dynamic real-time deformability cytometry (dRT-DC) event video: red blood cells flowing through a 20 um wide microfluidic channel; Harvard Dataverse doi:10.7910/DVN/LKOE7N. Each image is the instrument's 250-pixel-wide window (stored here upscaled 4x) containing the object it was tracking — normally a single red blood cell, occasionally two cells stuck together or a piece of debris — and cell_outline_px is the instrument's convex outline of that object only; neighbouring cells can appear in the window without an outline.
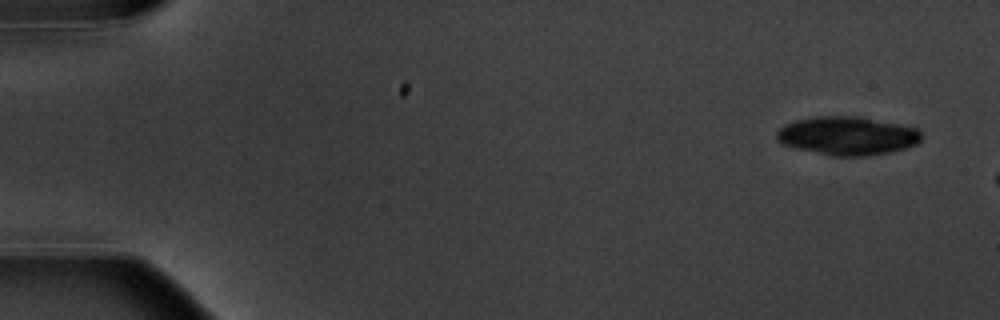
{"species": "common noctule bat (a hibernating species)", "species_latin": "Nyctalus noctula", "temperature_condition": "warm", "stored_images_in_passage": 2, "camera_frame_rate_fps": 3000, "um_per_image_px": 0.085, "animal": {"sex": "male", "body_mass_g": 20.1, "forearm_length_mm": 53.5}, "frame": {"image": 1, "passage_image": 1, "time_ms": 0.0, "image_size_px": [1000, 320], "cell_outline_px": [[920, 140], [916, 144], [904, 148], [888, 152], [864, 156], [832, 156], [796, 148], [784, 144], [776, 140], [776, 132], [784, 124], [796, 120], [812, 116], [860, 116], [900, 124], [916, 128], [920, 132]], "centroid_in_image_um": [71.99, 11.53], "position_along_channel_um": 13.0, "area_um2": 32.43}}